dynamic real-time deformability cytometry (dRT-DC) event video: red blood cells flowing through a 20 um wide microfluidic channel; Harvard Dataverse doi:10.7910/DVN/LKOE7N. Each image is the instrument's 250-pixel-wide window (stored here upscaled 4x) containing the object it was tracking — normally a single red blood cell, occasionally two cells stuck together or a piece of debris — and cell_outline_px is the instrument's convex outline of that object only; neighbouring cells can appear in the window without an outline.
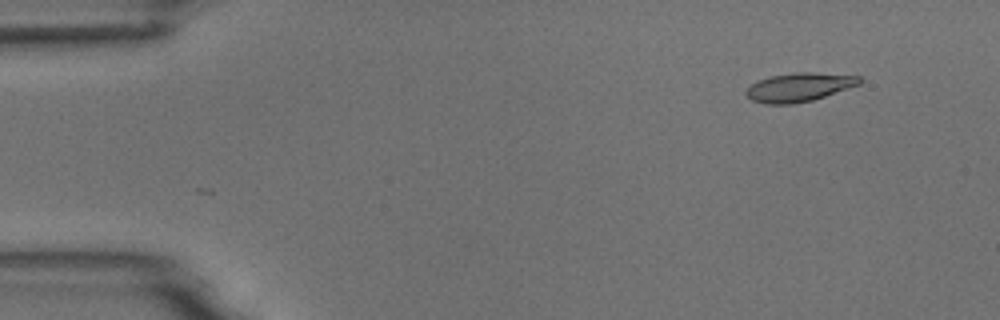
{"species": "common noctule bat (a hibernating species)", "species_latin": "Nyctalus noctula", "temperature_condition": "room temperature", "stored_images_in_passage": 4, "camera_frame_rate_fps": 3000, "um_per_image_px": 0.085, "animal": {"sex": "male", "body_mass_g": 18.8}, "frame": {"image": 1, "passage_image": 1, "time_ms": 0.0, "image_size_px": [1000, 320], "cell_outline_px": [[864, 80], [860, 84], [812, 100], [792, 104], [764, 104], [752, 100], [744, 92], [756, 80], [772, 76], [796, 72], [812, 72], [860, 76]], "centroid_in_image_um": [67.92, 7.41], "position_along_channel_um": 17.1, "area_um2": 18.9}}
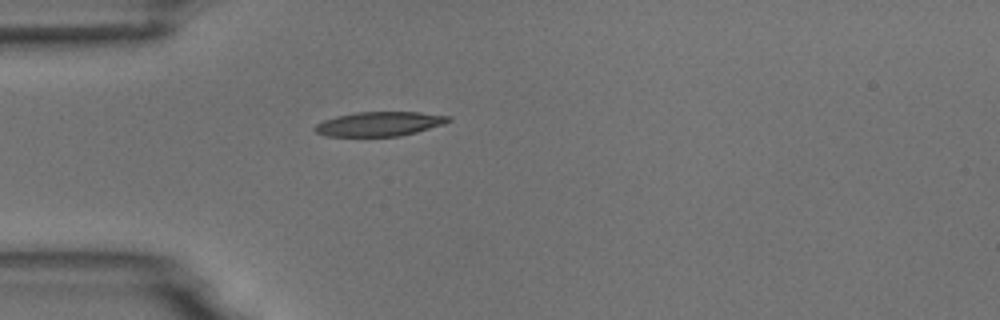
{"frame": {"image": 2, "passage_image": 4, "time_ms": 3.333, "image_size_px": [1000, 320], "cell_outline_px": [[452, 120], [444, 124], [416, 132], [400, 136], [328, 136], [316, 132], [312, 128], [316, 124], [324, 120], [336, 116], [356, 112], [420, 112], [452, 116]], "centroid_in_image_um": [32.27, 10.52], "position_along_channel_um": 52.7, "area_um2": 19.02}}